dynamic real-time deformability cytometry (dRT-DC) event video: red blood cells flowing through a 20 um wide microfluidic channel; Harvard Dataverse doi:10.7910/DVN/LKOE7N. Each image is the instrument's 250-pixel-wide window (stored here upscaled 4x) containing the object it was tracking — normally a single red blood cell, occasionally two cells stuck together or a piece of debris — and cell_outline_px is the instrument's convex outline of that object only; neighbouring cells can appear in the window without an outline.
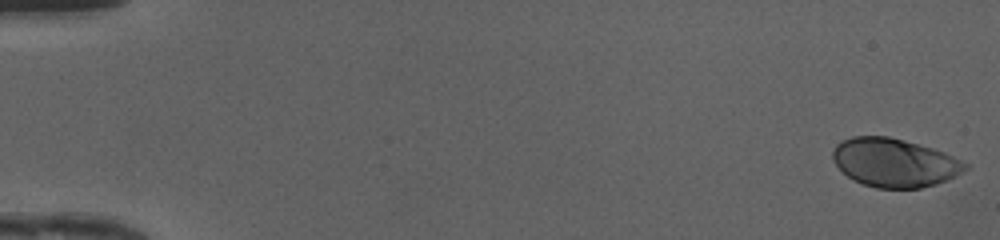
{"species": "human", "species_latin": "Homo sapiens", "temperature_condition": "cold", "stored_images_in_passage": 31, "camera_frame_rate_fps": 3000, "um_per_image_px": 0.085, "donor": {"sex": "female"}, "frame": {"image": 1, "passage_image": 1, "time_ms": 0.0, "image_size_px": [1000, 240], "cell_outline_px": [[968, 168], [964, 172], [948, 180], [936, 184], [920, 188], [876, 188], [864, 184], [848, 176], [832, 160], [832, 152], [836, 144], [852, 136], [888, 136], [932, 148], [944, 152], [968, 164]], "centroid_in_image_um": [76.04, 13.83], "position_along_channel_um": 9.0, "area_um2": 37.28}}
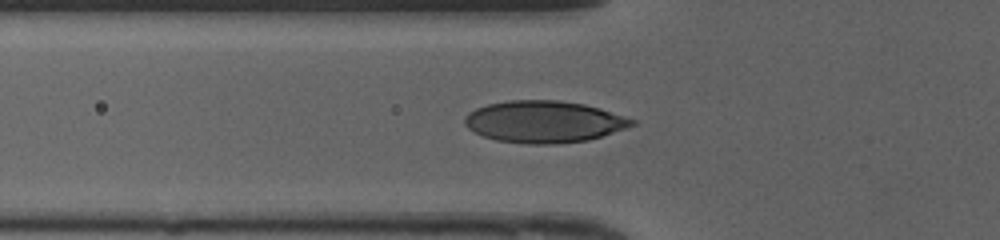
{"frame": {"image": 2, "passage_image": 18, "time_ms": 5.667, "image_size_px": [1000, 240], "cell_outline_px": [[636, 124], [588, 140], [556, 144], [528, 144], [496, 140], [484, 136], [468, 128], [464, 124], [464, 116], [468, 112], [476, 108], [488, 104], [508, 100], [560, 100], [584, 104], [600, 108], [636, 120]], "centroid_in_image_um": [46.21, 10.34], "position_along_channel_um": 79.6, "area_um2": 40.69}}
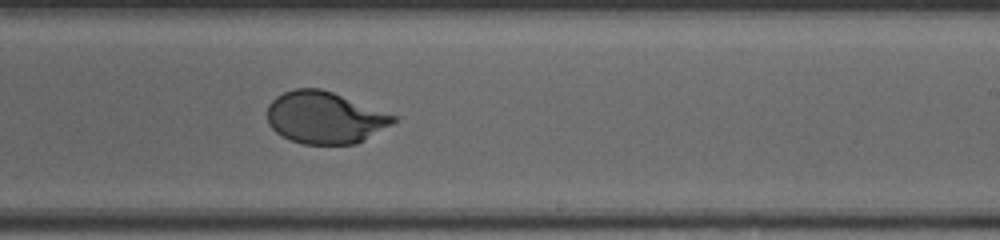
{"frame": {"image": 3, "passage_image": 31, "time_ms": 10.0, "image_size_px": [1000, 240], "cell_outline_px": [[400, 120], [364, 140], [356, 144], [304, 144], [292, 140], [276, 132], [268, 124], [268, 104], [276, 96], [284, 92], [296, 88], [320, 88], [332, 92], [400, 116]], "centroid_in_image_um": [27.66, 9.99], "position_along_channel_um": 261.3, "area_um2": 38.38}}